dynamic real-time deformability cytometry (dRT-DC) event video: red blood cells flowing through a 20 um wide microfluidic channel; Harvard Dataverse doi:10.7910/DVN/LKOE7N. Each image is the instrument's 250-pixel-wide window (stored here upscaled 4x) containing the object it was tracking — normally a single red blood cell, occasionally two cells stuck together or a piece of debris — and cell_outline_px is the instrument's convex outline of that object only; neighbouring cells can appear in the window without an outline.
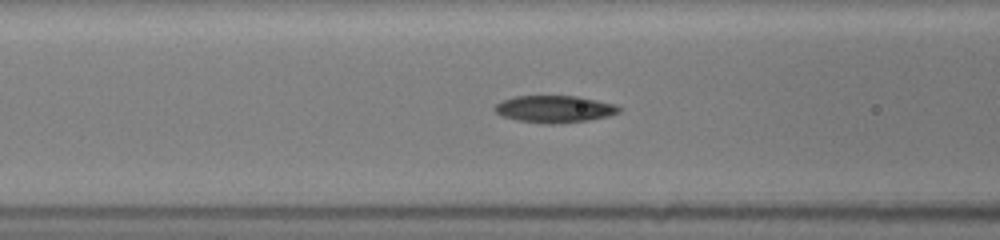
{"species": "common noctule bat (a hibernating species)", "species_latin": "Nyctalus noctula", "temperature_condition": "room temperature", "stored_images_in_passage": 45, "camera_frame_rate_fps": 3000, "um_per_image_px": 0.085, "animal": {"sex": "female", "body_mass_g": 19.5, "forearm_length_mm": 54.1}, "frame": {"image": 1, "passage_image": 10, "time_ms": 4.333, "image_size_px": [1000, 240], "cell_outline_px": [[620, 112], [588, 120], [552, 124], [540, 124], [520, 120], [504, 116], [496, 112], [496, 104], [504, 100], [516, 96], [580, 96], [612, 104], [620, 108]], "centroid_in_image_um": [47.12, 9.26], "position_along_channel_um": 119.5, "area_um2": 19.13}}
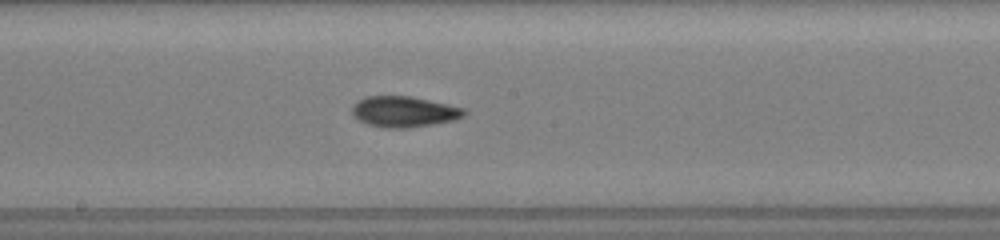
{"frame": {"image": 2, "passage_image": 17, "time_ms": 6.667, "image_size_px": [1000, 240], "cell_outline_px": [[464, 116], [452, 120], [432, 124], [408, 128], [384, 128], [368, 124], [360, 120], [352, 112], [352, 108], [360, 100], [368, 96], [408, 96], [464, 108]], "centroid_in_image_um": [34.33, 9.5], "position_along_channel_um": 213.9, "area_um2": 19.54}}
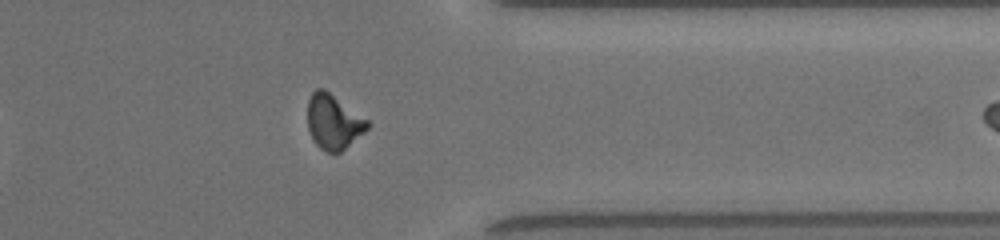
{"frame": {"image": 3, "passage_image": 38, "time_ms": 11.0, "image_size_px": [1000, 240], "cell_outline_px": [[368, 128], [364, 132], [340, 152], [328, 152], [320, 148], [316, 144], [308, 128], [308, 100], [312, 92], [316, 88], [324, 88], [368, 120]], "centroid_in_image_um": [28.33, 10.33], "position_along_channel_um": 383.1, "area_um2": 18.79}, "authors_computed_cell_mechanics": {"area_um2": 19.0162, "velocity_mm_per_s": 4.0364, "shape_relaxation_time_tau1_ms": 4.1137, "shape_relaxation_time_tau2_ms": 2.3817, "deformation_change_tau1": 0.1703, "deformation_change_tau2": 0.0919}}